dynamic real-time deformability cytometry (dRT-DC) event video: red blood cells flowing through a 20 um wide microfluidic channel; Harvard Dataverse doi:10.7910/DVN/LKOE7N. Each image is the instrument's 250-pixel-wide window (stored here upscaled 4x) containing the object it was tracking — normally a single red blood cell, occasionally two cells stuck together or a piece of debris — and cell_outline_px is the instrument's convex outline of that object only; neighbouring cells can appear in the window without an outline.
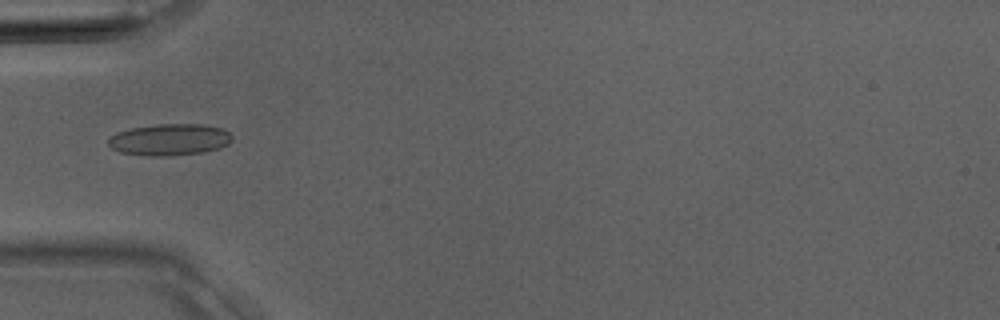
{"species": "Egyptian fruit bat (a non-hibernating species)", "species_latin": "Rousettus aegyptiacus", "temperature_condition": "room temperature", "stored_images_in_passage": 36, "camera_frame_rate_fps": 3000, "um_per_image_px": 0.085, "animal": {"sex": "male"}, "frame": {"image": 1, "passage_image": 13, "time_ms": 4.0, "image_size_px": [1000, 320], "cell_outline_px": [[232, 140], [228, 144], [220, 148], [204, 152], [168, 156], [144, 156], [120, 152], [112, 148], [108, 144], [108, 140], [116, 132], [132, 128], [160, 124], [204, 124], [224, 128], [232, 136]], "centroid_in_image_um": [14.44, 11.87], "position_along_channel_um": 70.6, "area_um2": 22.95}}
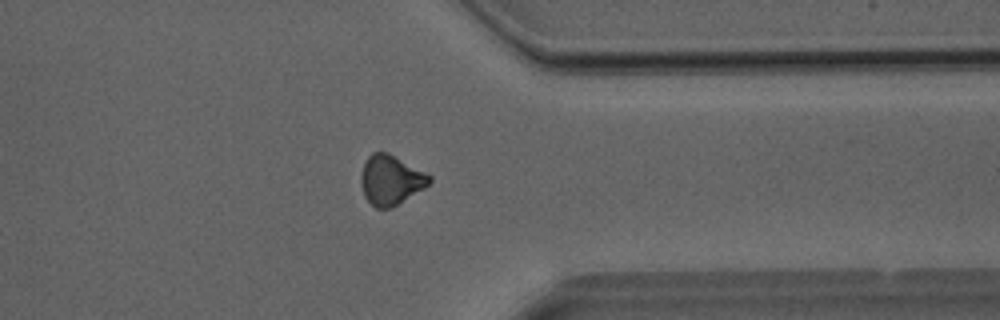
{"frame": {"image": 2, "passage_image": 30, "time_ms": 9.667, "image_size_px": [1000, 320], "cell_outline_px": [[432, 180], [424, 188], [396, 204], [388, 208], [376, 208], [364, 196], [360, 180], [360, 176], [364, 164], [368, 156], [372, 152], [388, 152], [432, 176]], "centroid_in_image_um": [33.19, 15.27], "position_along_channel_um": 378.2, "area_um2": 19.48}}
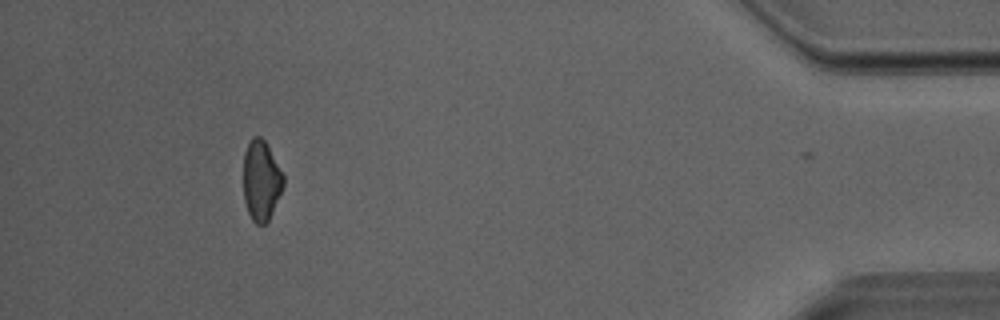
{"frame": {"image": 3, "passage_image": 35, "time_ms": 11.333, "image_size_px": [1000, 320], "cell_outline_px": [[284, 184], [272, 212], [268, 220], [264, 224], [256, 224], [252, 220], [248, 212], [244, 200], [244, 152], [252, 136], [260, 136], [264, 140], [284, 176]], "centroid_in_image_um": [22.19, 15.34], "position_along_channel_um": 413.0, "area_um2": 18.38}}